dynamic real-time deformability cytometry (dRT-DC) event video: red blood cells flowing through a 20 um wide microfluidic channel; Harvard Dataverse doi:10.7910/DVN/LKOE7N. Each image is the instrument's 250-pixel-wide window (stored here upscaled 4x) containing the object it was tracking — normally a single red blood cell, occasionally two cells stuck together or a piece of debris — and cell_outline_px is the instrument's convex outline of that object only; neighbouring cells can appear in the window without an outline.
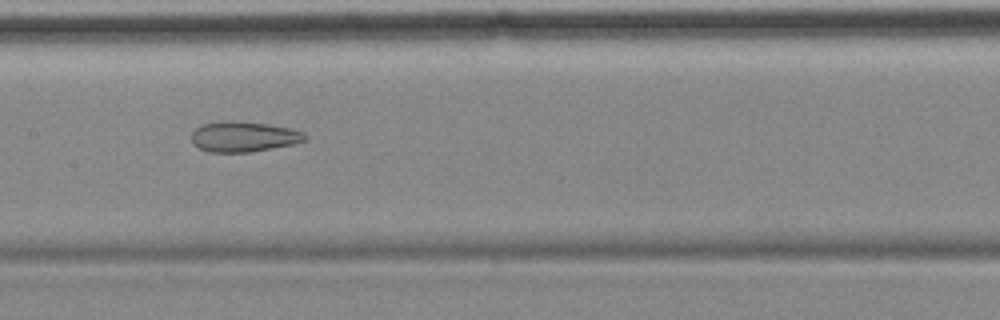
{"species": "common noctule bat (a hibernating species)", "species_latin": "Nyctalus noctula", "temperature_condition": "cold", "stored_images_in_passage": 10, "camera_frame_rate_fps": 3000, "um_per_image_px": 0.085, "animal": {"sex": "female", "body_mass_g": 18.4}, "frame": {"image": 1, "passage_image": 5, "time_ms": 4.667, "image_size_px": [1000, 320], "cell_outline_px": [[308, 136], [304, 140], [292, 144], [248, 152], [208, 152], [192, 144], [192, 132], [196, 128], [204, 124], [224, 120], [232, 120], [268, 124], [288, 128], [304, 132]], "centroid_in_image_um": [20.68, 11.61], "position_along_channel_um": 186.7, "area_um2": 19.94}}
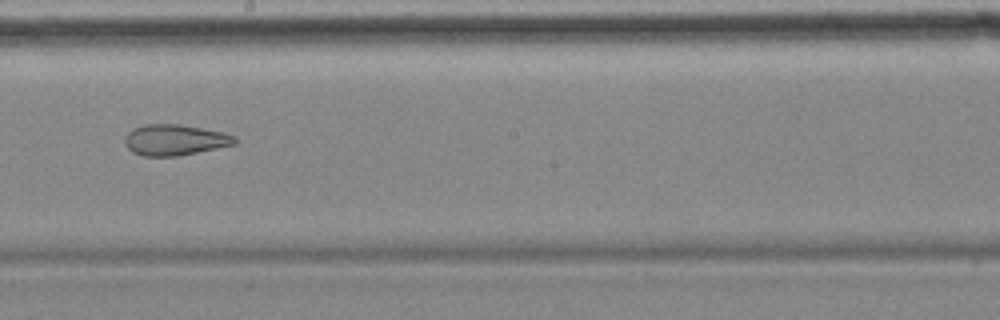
{"frame": {"image": 2, "passage_image": 6, "time_ms": 6.0, "image_size_px": [1000, 320], "cell_outline_px": [[236, 144], [176, 156], [144, 156], [132, 152], [124, 144], [124, 140], [128, 132], [144, 124], [180, 124], [224, 132], [236, 136]], "centroid_in_image_um": [14.86, 11.89], "position_along_channel_um": 233.3, "area_um2": 19.71}}
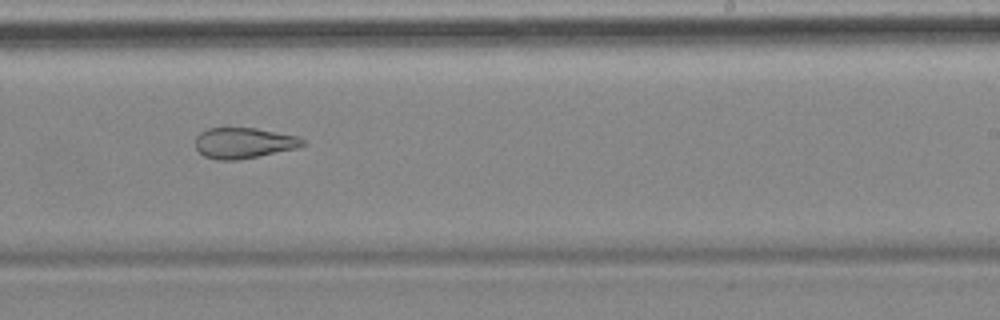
{"frame": {"image": 3, "passage_image": 7, "time_ms": 7.0, "image_size_px": [1000, 320], "cell_outline_px": [[304, 144], [296, 148], [236, 160], [216, 160], [204, 156], [196, 148], [196, 136], [200, 132], [208, 128], [256, 128], [300, 136], [304, 140]], "centroid_in_image_um": [20.7, 12.14], "position_along_channel_um": 268.3, "area_um2": 19.07}}